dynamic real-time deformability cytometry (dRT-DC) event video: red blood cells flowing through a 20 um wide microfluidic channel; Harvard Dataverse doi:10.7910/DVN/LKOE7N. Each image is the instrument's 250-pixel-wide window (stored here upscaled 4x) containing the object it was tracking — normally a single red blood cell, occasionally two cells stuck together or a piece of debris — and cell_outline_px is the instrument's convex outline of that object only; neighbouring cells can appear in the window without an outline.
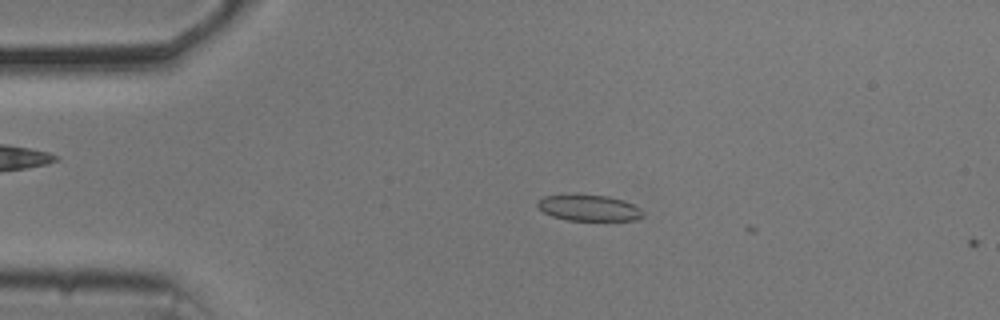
{"species": "common noctule bat (a hibernating species)", "species_latin": "Nyctalus noctula", "temperature_condition": "cold", "stored_images_in_passage": 7, "camera_frame_rate_fps": 3000, "um_per_image_px": 0.085, "animal": {"sex": "male", "body_mass_g": 20.5, "forearm_length_mm": 52.5}, "frame": {"image": 1, "passage_image": 6, "time_ms": 1.667, "image_size_px": [1000, 320], "cell_outline_px": [[644, 216], [636, 220], [568, 220], [552, 216], [544, 212], [536, 204], [544, 196], [568, 192], [576, 192], [608, 196], [624, 200], [640, 208], [644, 212]], "centroid_in_image_um": [50.04, 17.62], "position_along_channel_um": 35.0, "area_um2": 16.59}}